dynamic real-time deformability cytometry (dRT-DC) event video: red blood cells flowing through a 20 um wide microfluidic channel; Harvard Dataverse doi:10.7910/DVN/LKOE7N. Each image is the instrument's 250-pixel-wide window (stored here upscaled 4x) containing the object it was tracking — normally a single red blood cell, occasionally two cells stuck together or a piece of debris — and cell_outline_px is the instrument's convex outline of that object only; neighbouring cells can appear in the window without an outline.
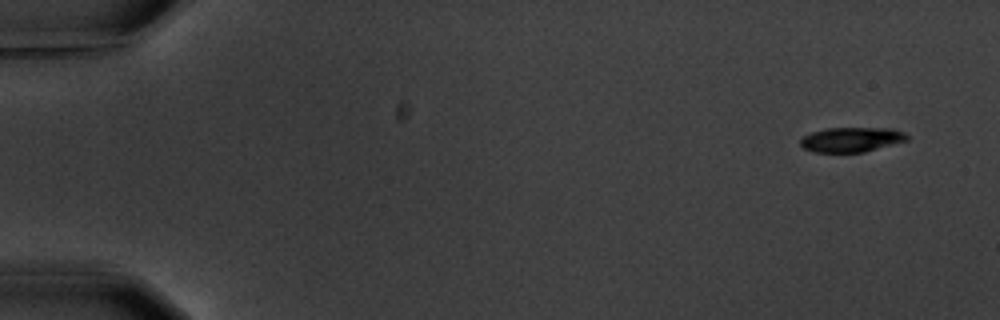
{"species": "common noctule bat (a hibernating species)", "species_latin": "Nyctalus noctula", "temperature_condition": "warm", "stored_images_in_passage": 4, "camera_frame_rate_fps": 3000, "um_per_image_px": 0.085, "animal": {"sex": "male", "body_mass_g": 20.1, "forearm_length_mm": 53.5}, "frame": {"image": 1, "passage_image": 1, "time_ms": 0.0, "image_size_px": [1000, 320], "cell_outline_px": [[908, 140], [864, 152], [812, 152], [804, 148], [800, 144], [800, 140], [804, 136], [812, 132], [828, 128], [892, 128], [904, 132], [908, 136]], "centroid_in_image_um": [72.38, 11.86], "position_along_channel_um": 12.6, "area_um2": 15.32}}